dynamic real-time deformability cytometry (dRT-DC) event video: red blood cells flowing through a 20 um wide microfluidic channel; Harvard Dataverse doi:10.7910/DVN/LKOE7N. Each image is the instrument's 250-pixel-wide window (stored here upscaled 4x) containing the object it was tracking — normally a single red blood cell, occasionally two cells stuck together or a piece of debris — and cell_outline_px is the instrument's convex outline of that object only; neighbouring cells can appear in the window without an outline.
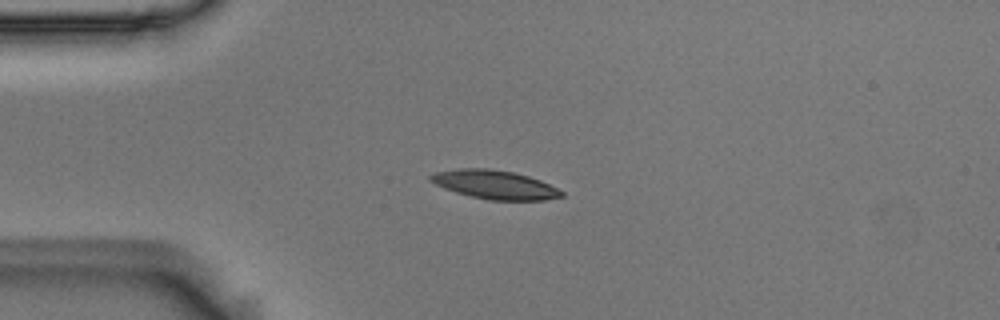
{"species": "Egyptian fruit bat (a non-hibernating species)", "species_latin": "Rousettus aegyptiacus", "temperature_condition": "room temperature", "stored_images_in_passage": 4, "camera_frame_rate_fps": 3000, "um_per_image_px": 0.085, "animal": {"sex": "male"}, "frame": {"image": 1, "passage_image": 3, "time_ms": 0.667, "image_size_px": [1000, 320], "cell_outline_px": [[564, 196], [544, 200], [488, 200], [456, 192], [444, 188], [428, 180], [428, 176], [436, 172], [460, 168], [488, 168], [512, 172], [528, 176], [540, 180], [564, 192]], "centroid_in_image_um": [42.04, 15.69], "position_along_channel_um": 43.0, "area_um2": 21.79}}